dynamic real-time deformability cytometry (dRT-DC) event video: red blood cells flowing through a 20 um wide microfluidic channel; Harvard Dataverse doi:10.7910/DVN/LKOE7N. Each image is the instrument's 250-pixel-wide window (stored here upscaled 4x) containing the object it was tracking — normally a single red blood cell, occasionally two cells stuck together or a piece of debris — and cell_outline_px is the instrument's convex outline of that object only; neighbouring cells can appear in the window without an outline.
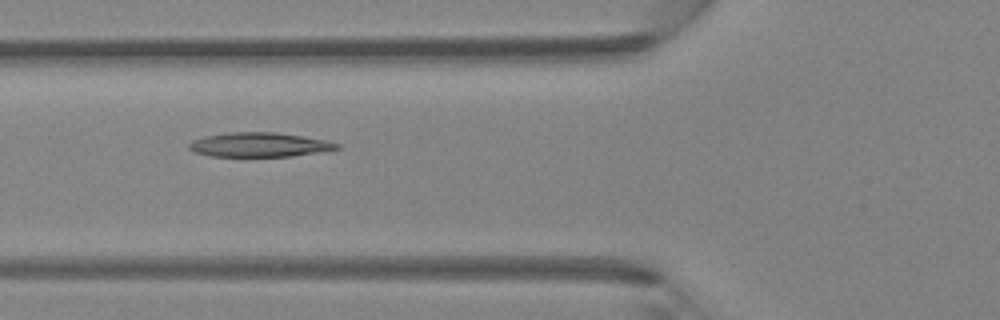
{"species": "Egyptian fruit bat (a non-hibernating species)", "species_latin": "Rousettus aegyptiacus", "temperature_condition": "room temperature", "stored_images_in_passage": 5, "camera_frame_rate_fps": 3000, "um_per_image_px": 0.085, "animal": {"sex": "female"}, "frame": {"image": 1, "passage_image": 5, "time_ms": 1.333, "image_size_px": [1000, 320], "cell_outline_px": [[340, 148], [292, 156], [208, 156], [196, 152], [188, 148], [188, 144], [192, 140], [204, 136], [232, 132], [276, 132], [324, 140], [340, 144]], "centroid_in_image_um": [21.99, 12.3], "position_along_channel_um": 103.8, "area_um2": 20.69}}